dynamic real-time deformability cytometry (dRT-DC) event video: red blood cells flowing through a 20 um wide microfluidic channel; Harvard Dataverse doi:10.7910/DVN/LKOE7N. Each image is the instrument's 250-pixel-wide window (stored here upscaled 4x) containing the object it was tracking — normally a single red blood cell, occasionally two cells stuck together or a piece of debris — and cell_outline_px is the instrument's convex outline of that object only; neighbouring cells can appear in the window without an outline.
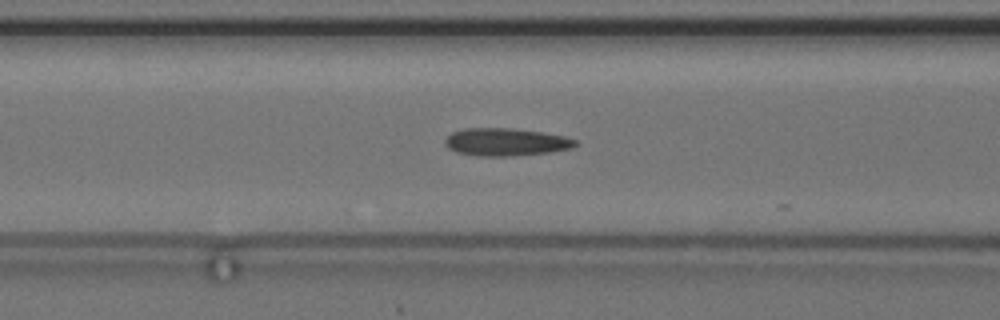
{"species": "common noctule bat (a hibernating species)", "species_latin": "Nyctalus noctula", "temperature_condition": "cold", "stored_images_in_passage": 20, "camera_frame_rate_fps": 3000, "um_per_image_px": 0.085, "animal": {"sex": "female", "body_mass_g": 24.6, "forearm_length_mm": 56.2}, "frame": {"image": 1, "passage_image": 13, "time_ms": 4.0, "image_size_px": [1000, 320], "cell_outline_px": [[576, 144], [572, 148], [548, 152], [508, 156], [476, 156], [456, 152], [448, 148], [444, 144], [444, 140], [452, 132], [464, 128], [512, 128], [544, 132], [564, 136], [576, 140]], "centroid_in_image_um": [42.96, 12.06], "position_along_channel_um": 123.6, "area_um2": 21.04}}